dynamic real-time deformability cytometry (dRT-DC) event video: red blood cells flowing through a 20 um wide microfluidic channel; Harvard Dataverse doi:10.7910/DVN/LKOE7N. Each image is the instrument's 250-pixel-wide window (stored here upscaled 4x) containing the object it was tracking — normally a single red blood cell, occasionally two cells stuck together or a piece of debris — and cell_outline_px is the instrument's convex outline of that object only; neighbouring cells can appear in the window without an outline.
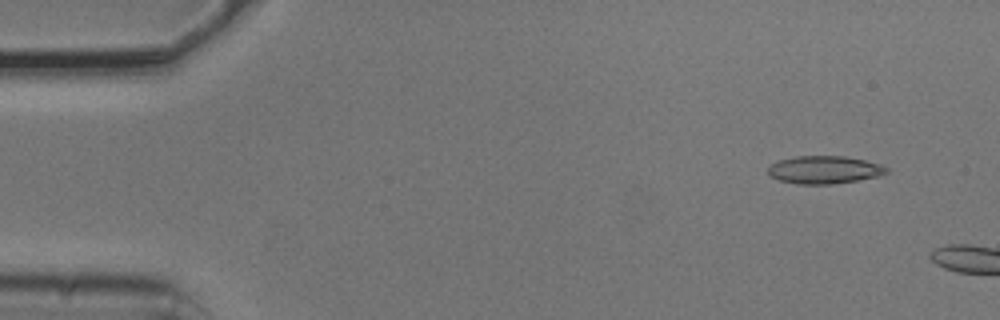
{"species": "common noctule bat (a hibernating species)", "species_latin": "Nyctalus noctula", "temperature_condition": "cold", "stored_images_in_passage": 2, "camera_frame_rate_fps": 3000, "um_per_image_px": 0.085, "animal": {"sex": "male", "body_mass_g": 20.5, "forearm_length_mm": 52.5}, "frame": {"image": 1, "passage_image": 1, "time_ms": 0.0, "image_size_px": [1000, 320], "cell_outline_px": [[888, 172], [880, 176], [832, 184], [796, 184], [780, 180], [768, 176], [768, 168], [772, 164], [780, 160], [796, 156], [844, 156], [864, 160], [880, 164], [888, 168]], "centroid_in_image_um": [70.06, 14.43], "position_along_channel_um": 14.9, "area_um2": 19.13}}